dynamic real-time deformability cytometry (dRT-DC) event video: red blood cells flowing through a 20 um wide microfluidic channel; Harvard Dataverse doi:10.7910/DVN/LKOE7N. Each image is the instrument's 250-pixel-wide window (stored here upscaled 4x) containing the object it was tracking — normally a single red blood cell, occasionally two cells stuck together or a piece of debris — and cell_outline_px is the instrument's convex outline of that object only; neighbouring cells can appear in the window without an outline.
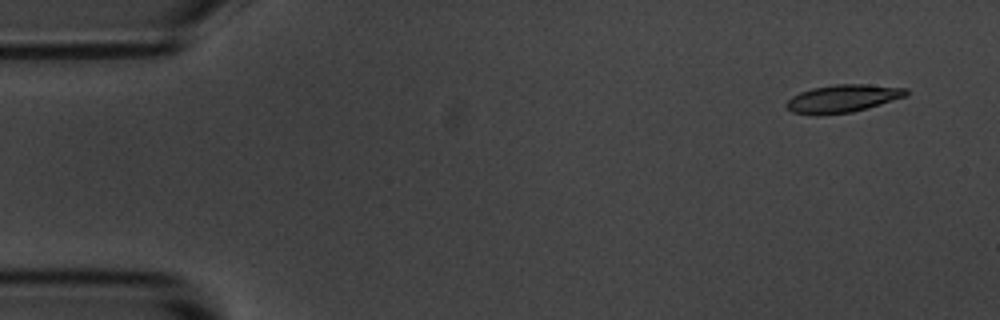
{"species": "common noctule bat (a hibernating species)", "species_latin": "Nyctalus noctula", "temperature_condition": "room temperature", "stored_images_in_passage": 6, "camera_frame_rate_fps": 3000, "um_per_image_px": 0.085, "animal": {"sex": "male", "body_mass_g": 20.1, "forearm_length_mm": 53.5}, "frame": {"image": 1, "passage_image": 1, "time_ms": 0.0, "image_size_px": [1000, 320], "cell_outline_px": [[908, 96], [868, 108], [852, 112], [816, 116], [792, 112], [784, 104], [792, 96], [800, 92], [812, 88], [836, 84], [868, 84], [908, 88]], "centroid_in_image_um": [71.65, 8.38], "position_along_channel_um": 13.4, "area_um2": 19.65}}
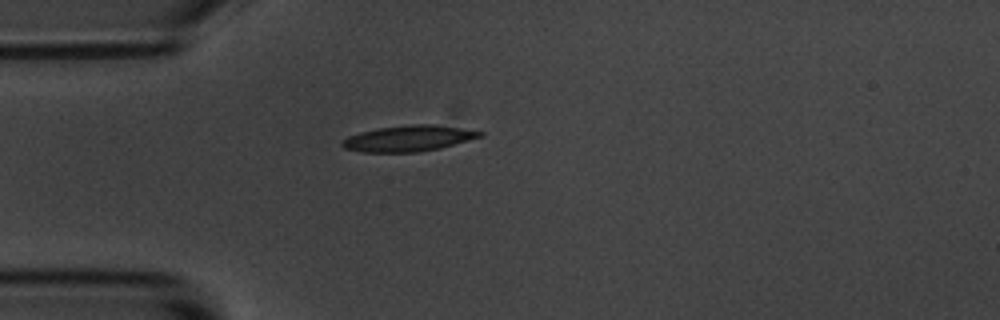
{"frame": {"image": 2, "passage_image": 4, "time_ms": 3.667, "image_size_px": [1000, 320], "cell_outline_px": [[484, 136], [440, 148], [416, 152], [360, 152], [344, 148], [340, 144], [348, 136], [360, 132], [380, 128], [412, 124], [436, 124], [484, 132]], "centroid_in_image_um": [34.73, 11.76], "position_along_channel_um": 50.3, "area_um2": 20.69}}